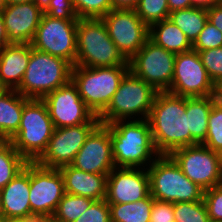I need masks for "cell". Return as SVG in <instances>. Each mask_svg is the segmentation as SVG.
<instances>
[{"label":"cell","instance_id":"1","mask_svg":"<svg viewBox=\"0 0 222 222\" xmlns=\"http://www.w3.org/2000/svg\"><path fill=\"white\" fill-rule=\"evenodd\" d=\"M147 120L159 155H170L176 149L191 146L186 97L158 92Z\"/></svg>","mask_w":222,"mask_h":222},{"label":"cell","instance_id":"2","mask_svg":"<svg viewBox=\"0 0 222 222\" xmlns=\"http://www.w3.org/2000/svg\"><path fill=\"white\" fill-rule=\"evenodd\" d=\"M105 125L111 132L115 167L148 168L159 156L147 119L119 120Z\"/></svg>","mask_w":222,"mask_h":222},{"label":"cell","instance_id":"3","mask_svg":"<svg viewBox=\"0 0 222 222\" xmlns=\"http://www.w3.org/2000/svg\"><path fill=\"white\" fill-rule=\"evenodd\" d=\"M77 66L113 67L129 66L109 37L101 18L78 19L77 24Z\"/></svg>","mask_w":222,"mask_h":222},{"label":"cell","instance_id":"4","mask_svg":"<svg viewBox=\"0 0 222 222\" xmlns=\"http://www.w3.org/2000/svg\"><path fill=\"white\" fill-rule=\"evenodd\" d=\"M157 93L153 86L129 70L107 108L98 116L100 123L148 119Z\"/></svg>","mask_w":222,"mask_h":222},{"label":"cell","instance_id":"5","mask_svg":"<svg viewBox=\"0 0 222 222\" xmlns=\"http://www.w3.org/2000/svg\"><path fill=\"white\" fill-rule=\"evenodd\" d=\"M72 67L69 61L31 46L27 69L16 90L24 97L42 99L71 81Z\"/></svg>","mask_w":222,"mask_h":222},{"label":"cell","instance_id":"6","mask_svg":"<svg viewBox=\"0 0 222 222\" xmlns=\"http://www.w3.org/2000/svg\"><path fill=\"white\" fill-rule=\"evenodd\" d=\"M54 129L45 102L29 98L23 107L19 129L9 141L28 162H35L46 150Z\"/></svg>","mask_w":222,"mask_h":222},{"label":"cell","instance_id":"7","mask_svg":"<svg viewBox=\"0 0 222 222\" xmlns=\"http://www.w3.org/2000/svg\"><path fill=\"white\" fill-rule=\"evenodd\" d=\"M147 171L154 199L172 203L203 200L204 189L185 176L169 155H159Z\"/></svg>","mask_w":222,"mask_h":222},{"label":"cell","instance_id":"8","mask_svg":"<svg viewBox=\"0 0 222 222\" xmlns=\"http://www.w3.org/2000/svg\"><path fill=\"white\" fill-rule=\"evenodd\" d=\"M129 66L84 67L74 65L71 81L86 106L99 116L109 105Z\"/></svg>","mask_w":222,"mask_h":222},{"label":"cell","instance_id":"9","mask_svg":"<svg viewBox=\"0 0 222 222\" xmlns=\"http://www.w3.org/2000/svg\"><path fill=\"white\" fill-rule=\"evenodd\" d=\"M169 156L185 176L204 190L222 182V154L203 144L176 149Z\"/></svg>","mask_w":222,"mask_h":222},{"label":"cell","instance_id":"10","mask_svg":"<svg viewBox=\"0 0 222 222\" xmlns=\"http://www.w3.org/2000/svg\"><path fill=\"white\" fill-rule=\"evenodd\" d=\"M78 20L57 19L43 14L36 29L32 48L65 59L73 66L77 55Z\"/></svg>","mask_w":222,"mask_h":222},{"label":"cell","instance_id":"11","mask_svg":"<svg viewBox=\"0 0 222 222\" xmlns=\"http://www.w3.org/2000/svg\"><path fill=\"white\" fill-rule=\"evenodd\" d=\"M175 53L157 46L148 39L144 46L128 61L129 70L153 86L158 92L170 89L175 67Z\"/></svg>","mask_w":222,"mask_h":222},{"label":"cell","instance_id":"12","mask_svg":"<svg viewBox=\"0 0 222 222\" xmlns=\"http://www.w3.org/2000/svg\"><path fill=\"white\" fill-rule=\"evenodd\" d=\"M171 94L182 97L217 96V86L210 79L200 55L195 50L176 54Z\"/></svg>","mask_w":222,"mask_h":222},{"label":"cell","instance_id":"13","mask_svg":"<svg viewBox=\"0 0 222 222\" xmlns=\"http://www.w3.org/2000/svg\"><path fill=\"white\" fill-rule=\"evenodd\" d=\"M99 124L100 120L95 115L86 124L55 128L46 150L35 162L54 169L70 165L87 137Z\"/></svg>","mask_w":222,"mask_h":222},{"label":"cell","instance_id":"14","mask_svg":"<svg viewBox=\"0 0 222 222\" xmlns=\"http://www.w3.org/2000/svg\"><path fill=\"white\" fill-rule=\"evenodd\" d=\"M101 19L109 37L128 61L149 39V27L134 9H112Z\"/></svg>","mask_w":222,"mask_h":222},{"label":"cell","instance_id":"15","mask_svg":"<svg viewBox=\"0 0 222 222\" xmlns=\"http://www.w3.org/2000/svg\"><path fill=\"white\" fill-rule=\"evenodd\" d=\"M64 195V179L59 169L46 168L36 162H30L31 218L53 215Z\"/></svg>","mask_w":222,"mask_h":222},{"label":"cell","instance_id":"16","mask_svg":"<svg viewBox=\"0 0 222 222\" xmlns=\"http://www.w3.org/2000/svg\"><path fill=\"white\" fill-rule=\"evenodd\" d=\"M42 100L55 128L86 124L95 116L72 81L45 95Z\"/></svg>","mask_w":222,"mask_h":222},{"label":"cell","instance_id":"17","mask_svg":"<svg viewBox=\"0 0 222 222\" xmlns=\"http://www.w3.org/2000/svg\"><path fill=\"white\" fill-rule=\"evenodd\" d=\"M70 165L88 173L106 175L115 168L111 132L105 124L100 123L90 133Z\"/></svg>","mask_w":222,"mask_h":222},{"label":"cell","instance_id":"18","mask_svg":"<svg viewBox=\"0 0 222 222\" xmlns=\"http://www.w3.org/2000/svg\"><path fill=\"white\" fill-rule=\"evenodd\" d=\"M150 194L147 168L115 167L107 178L108 204L137 202Z\"/></svg>","mask_w":222,"mask_h":222},{"label":"cell","instance_id":"19","mask_svg":"<svg viewBox=\"0 0 222 222\" xmlns=\"http://www.w3.org/2000/svg\"><path fill=\"white\" fill-rule=\"evenodd\" d=\"M44 12L33 2L8 4L2 11L9 44H30Z\"/></svg>","mask_w":222,"mask_h":222},{"label":"cell","instance_id":"20","mask_svg":"<svg viewBox=\"0 0 222 222\" xmlns=\"http://www.w3.org/2000/svg\"><path fill=\"white\" fill-rule=\"evenodd\" d=\"M30 162L1 189L0 212L6 219H31Z\"/></svg>","mask_w":222,"mask_h":222},{"label":"cell","instance_id":"21","mask_svg":"<svg viewBox=\"0 0 222 222\" xmlns=\"http://www.w3.org/2000/svg\"><path fill=\"white\" fill-rule=\"evenodd\" d=\"M59 170L64 179L65 193L94 201L105 199L108 175L88 173L71 165L60 167Z\"/></svg>","mask_w":222,"mask_h":222},{"label":"cell","instance_id":"22","mask_svg":"<svg viewBox=\"0 0 222 222\" xmlns=\"http://www.w3.org/2000/svg\"><path fill=\"white\" fill-rule=\"evenodd\" d=\"M31 55V44H8L0 50V83L16 90L24 77Z\"/></svg>","mask_w":222,"mask_h":222},{"label":"cell","instance_id":"23","mask_svg":"<svg viewBox=\"0 0 222 222\" xmlns=\"http://www.w3.org/2000/svg\"><path fill=\"white\" fill-rule=\"evenodd\" d=\"M217 96L186 97V115L188 130L191 133V145L202 144L208 130V116Z\"/></svg>","mask_w":222,"mask_h":222},{"label":"cell","instance_id":"24","mask_svg":"<svg viewBox=\"0 0 222 222\" xmlns=\"http://www.w3.org/2000/svg\"><path fill=\"white\" fill-rule=\"evenodd\" d=\"M28 99L17 90H5L0 95V137L3 140H9L18 131Z\"/></svg>","mask_w":222,"mask_h":222},{"label":"cell","instance_id":"25","mask_svg":"<svg viewBox=\"0 0 222 222\" xmlns=\"http://www.w3.org/2000/svg\"><path fill=\"white\" fill-rule=\"evenodd\" d=\"M149 39L157 46L175 54L192 50V44L186 35L170 19L152 24L149 27Z\"/></svg>","mask_w":222,"mask_h":222},{"label":"cell","instance_id":"26","mask_svg":"<svg viewBox=\"0 0 222 222\" xmlns=\"http://www.w3.org/2000/svg\"><path fill=\"white\" fill-rule=\"evenodd\" d=\"M168 19L178 26L193 44L208 21L207 8L192 6L177 10L170 12Z\"/></svg>","mask_w":222,"mask_h":222},{"label":"cell","instance_id":"27","mask_svg":"<svg viewBox=\"0 0 222 222\" xmlns=\"http://www.w3.org/2000/svg\"><path fill=\"white\" fill-rule=\"evenodd\" d=\"M153 201L149 194L137 202L109 204L111 222H150Z\"/></svg>","mask_w":222,"mask_h":222},{"label":"cell","instance_id":"28","mask_svg":"<svg viewBox=\"0 0 222 222\" xmlns=\"http://www.w3.org/2000/svg\"><path fill=\"white\" fill-rule=\"evenodd\" d=\"M27 163L11 141L3 140L0 143V190L22 171Z\"/></svg>","mask_w":222,"mask_h":222},{"label":"cell","instance_id":"29","mask_svg":"<svg viewBox=\"0 0 222 222\" xmlns=\"http://www.w3.org/2000/svg\"><path fill=\"white\" fill-rule=\"evenodd\" d=\"M93 202L91 198L65 193L53 215L61 222H74Z\"/></svg>","mask_w":222,"mask_h":222},{"label":"cell","instance_id":"30","mask_svg":"<svg viewBox=\"0 0 222 222\" xmlns=\"http://www.w3.org/2000/svg\"><path fill=\"white\" fill-rule=\"evenodd\" d=\"M134 10L148 27L168 19L170 14L168 0H138Z\"/></svg>","mask_w":222,"mask_h":222},{"label":"cell","instance_id":"31","mask_svg":"<svg viewBox=\"0 0 222 222\" xmlns=\"http://www.w3.org/2000/svg\"><path fill=\"white\" fill-rule=\"evenodd\" d=\"M202 144L222 154V102L218 99L213 104L208 116V130Z\"/></svg>","mask_w":222,"mask_h":222},{"label":"cell","instance_id":"32","mask_svg":"<svg viewBox=\"0 0 222 222\" xmlns=\"http://www.w3.org/2000/svg\"><path fill=\"white\" fill-rule=\"evenodd\" d=\"M175 222H211L203 200L173 203Z\"/></svg>","mask_w":222,"mask_h":222},{"label":"cell","instance_id":"33","mask_svg":"<svg viewBox=\"0 0 222 222\" xmlns=\"http://www.w3.org/2000/svg\"><path fill=\"white\" fill-rule=\"evenodd\" d=\"M78 19L102 18L113 9L111 0H72Z\"/></svg>","mask_w":222,"mask_h":222},{"label":"cell","instance_id":"34","mask_svg":"<svg viewBox=\"0 0 222 222\" xmlns=\"http://www.w3.org/2000/svg\"><path fill=\"white\" fill-rule=\"evenodd\" d=\"M197 52L210 79L218 87L222 83V47Z\"/></svg>","mask_w":222,"mask_h":222},{"label":"cell","instance_id":"35","mask_svg":"<svg viewBox=\"0 0 222 222\" xmlns=\"http://www.w3.org/2000/svg\"><path fill=\"white\" fill-rule=\"evenodd\" d=\"M218 47H222V33L211 22L207 21L203 30L192 44V49L204 51Z\"/></svg>","mask_w":222,"mask_h":222},{"label":"cell","instance_id":"36","mask_svg":"<svg viewBox=\"0 0 222 222\" xmlns=\"http://www.w3.org/2000/svg\"><path fill=\"white\" fill-rule=\"evenodd\" d=\"M205 203L211 222H222V182L213 188L204 190Z\"/></svg>","mask_w":222,"mask_h":222},{"label":"cell","instance_id":"37","mask_svg":"<svg viewBox=\"0 0 222 222\" xmlns=\"http://www.w3.org/2000/svg\"><path fill=\"white\" fill-rule=\"evenodd\" d=\"M74 222H111L109 204L105 199L94 201Z\"/></svg>","mask_w":222,"mask_h":222},{"label":"cell","instance_id":"38","mask_svg":"<svg viewBox=\"0 0 222 222\" xmlns=\"http://www.w3.org/2000/svg\"><path fill=\"white\" fill-rule=\"evenodd\" d=\"M44 14L57 19L78 20L72 0H50Z\"/></svg>","mask_w":222,"mask_h":222},{"label":"cell","instance_id":"39","mask_svg":"<svg viewBox=\"0 0 222 222\" xmlns=\"http://www.w3.org/2000/svg\"><path fill=\"white\" fill-rule=\"evenodd\" d=\"M150 222H175L173 203L154 199Z\"/></svg>","mask_w":222,"mask_h":222},{"label":"cell","instance_id":"40","mask_svg":"<svg viewBox=\"0 0 222 222\" xmlns=\"http://www.w3.org/2000/svg\"><path fill=\"white\" fill-rule=\"evenodd\" d=\"M208 21L222 33V4H215L207 8Z\"/></svg>","mask_w":222,"mask_h":222},{"label":"cell","instance_id":"41","mask_svg":"<svg viewBox=\"0 0 222 222\" xmlns=\"http://www.w3.org/2000/svg\"><path fill=\"white\" fill-rule=\"evenodd\" d=\"M190 0H168V7L170 12L192 7Z\"/></svg>","mask_w":222,"mask_h":222},{"label":"cell","instance_id":"42","mask_svg":"<svg viewBox=\"0 0 222 222\" xmlns=\"http://www.w3.org/2000/svg\"><path fill=\"white\" fill-rule=\"evenodd\" d=\"M138 0H111L113 9H134Z\"/></svg>","mask_w":222,"mask_h":222},{"label":"cell","instance_id":"43","mask_svg":"<svg viewBox=\"0 0 222 222\" xmlns=\"http://www.w3.org/2000/svg\"><path fill=\"white\" fill-rule=\"evenodd\" d=\"M8 44V36L6 34L2 12H0V50Z\"/></svg>","mask_w":222,"mask_h":222},{"label":"cell","instance_id":"44","mask_svg":"<svg viewBox=\"0 0 222 222\" xmlns=\"http://www.w3.org/2000/svg\"><path fill=\"white\" fill-rule=\"evenodd\" d=\"M31 222H61L54 215L34 216Z\"/></svg>","mask_w":222,"mask_h":222},{"label":"cell","instance_id":"45","mask_svg":"<svg viewBox=\"0 0 222 222\" xmlns=\"http://www.w3.org/2000/svg\"><path fill=\"white\" fill-rule=\"evenodd\" d=\"M191 4L195 7L209 8L215 5V0H190Z\"/></svg>","mask_w":222,"mask_h":222},{"label":"cell","instance_id":"46","mask_svg":"<svg viewBox=\"0 0 222 222\" xmlns=\"http://www.w3.org/2000/svg\"><path fill=\"white\" fill-rule=\"evenodd\" d=\"M43 12L48 8L50 0H32Z\"/></svg>","mask_w":222,"mask_h":222},{"label":"cell","instance_id":"47","mask_svg":"<svg viewBox=\"0 0 222 222\" xmlns=\"http://www.w3.org/2000/svg\"><path fill=\"white\" fill-rule=\"evenodd\" d=\"M32 0H6L7 4L27 3Z\"/></svg>","mask_w":222,"mask_h":222},{"label":"cell","instance_id":"48","mask_svg":"<svg viewBox=\"0 0 222 222\" xmlns=\"http://www.w3.org/2000/svg\"><path fill=\"white\" fill-rule=\"evenodd\" d=\"M217 97L222 102V83L217 87Z\"/></svg>","mask_w":222,"mask_h":222},{"label":"cell","instance_id":"49","mask_svg":"<svg viewBox=\"0 0 222 222\" xmlns=\"http://www.w3.org/2000/svg\"><path fill=\"white\" fill-rule=\"evenodd\" d=\"M4 222H31V219H18V220L6 219Z\"/></svg>","mask_w":222,"mask_h":222},{"label":"cell","instance_id":"50","mask_svg":"<svg viewBox=\"0 0 222 222\" xmlns=\"http://www.w3.org/2000/svg\"><path fill=\"white\" fill-rule=\"evenodd\" d=\"M6 0H0V12H2L7 6Z\"/></svg>","mask_w":222,"mask_h":222},{"label":"cell","instance_id":"51","mask_svg":"<svg viewBox=\"0 0 222 222\" xmlns=\"http://www.w3.org/2000/svg\"><path fill=\"white\" fill-rule=\"evenodd\" d=\"M6 220V218L4 217V215L0 212V222H4Z\"/></svg>","mask_w":222,"mask_h":222},{"label":"cell","instance_id":"52","mask_svg":"<svg viewBox=\"0 0 222 222\" xmlns=\"http://www.w3.org/2000/svg\"><path fill=\"white\" fill-rule=\"evenodd\" d=\"M6 89L1 85L0 83V95L5 91Z\"/></svg>","mask_w":222,"mask_h":222},{"label":"cell","instance_id":"53","mask_svg":"<svg viewBox=\"0 0 222 222\" xmlns=\"http://www.w3.org/2000/svg\"><path fill=\"white\" fill-rule=\"evenodd\" d=\"M215 4H222V0H215Z\"/></svg>","mask_w":222,"mask_h":222},{"label":"cell","instance_id":"54","mask_svg":"<svg viewBox=\"0 0 222 222\" xmlns=\"http://www.w3.org/2000/svg\"><path fill=\"white\" fill-rule=\"evenodd\" d=\"M0 208H1V190H0Z\"/></svg>","mask_w":222,"mask_h":222}]
</instances>
